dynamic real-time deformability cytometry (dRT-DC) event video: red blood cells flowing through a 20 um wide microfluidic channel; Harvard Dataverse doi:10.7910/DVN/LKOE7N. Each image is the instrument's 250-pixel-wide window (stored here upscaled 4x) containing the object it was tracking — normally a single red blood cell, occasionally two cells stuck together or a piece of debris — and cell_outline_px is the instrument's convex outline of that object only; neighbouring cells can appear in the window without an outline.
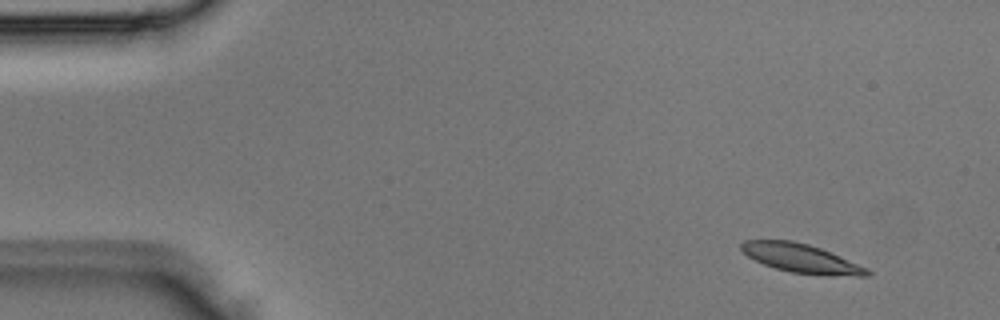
{"species": "Egyptian fruit bat (a non-hibernating species)", "species_latin": "Rousettus aegyptiacus", "temperature_condition": "room temperature", "stored_images_in_passage": 4, "segment_of_instrument_passage": [1, 2], "camera_frame_rate_fps": 3000, "um_per_image_px": 0.085, "animal": {"sex": "male"}, "frame": {"image": 1, "passage_image": 1, "time_ms": 0.0, "image_size_px": [1000, 320], "cell_outline_px": [[872, 272], [868, 276], [824, 276], [792, 272], [776, 268], [764, 264], [748, 256], [740, 248], [740, 244], [744, 240], [792, 240], [808, 244], [820, 248], [868, 268]], "centroid_in_image_um": [68.13, 21.97], "position_along_channel_um": 16.9, "area_um2": 21.1}}